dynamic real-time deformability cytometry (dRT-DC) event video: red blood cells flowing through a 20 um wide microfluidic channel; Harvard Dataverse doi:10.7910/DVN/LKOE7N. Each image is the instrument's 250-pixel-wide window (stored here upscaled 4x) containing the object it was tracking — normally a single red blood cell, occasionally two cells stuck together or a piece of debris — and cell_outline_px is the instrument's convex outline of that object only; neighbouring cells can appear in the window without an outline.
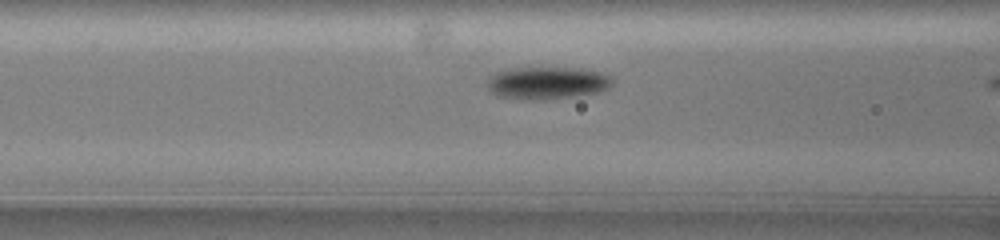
{"species": "common noctule bat (a hibernating species)", "species_latin": "Nyctalus noctula", "temperature_condition": "warm", "stored_images_in_passage": 18, "camera_frame_rate_fps": 3000, "um_per_image_px": 0.085, "animal": {"sex": "female", "body_mass_g": 19.5, "forearm_length_mm": 54.1}, "frame": {"image": 1, "passage_image": 16, "time_ms": 5.0, "image_size_px": [1000, 240], "cell_outline_px": [[616, 80], [608, 88], [596, 92], [576, 96], [544, 100], [524, 100], [496, 96], [488, 88], [488, 76], [496, 72], [512, 68], [572, 68], [600, 72], [612, 76]], "centroid_in_image_um": [46.5, 7.06], "position_along_channel_um": 120.1, "area_um2": 23.81}}